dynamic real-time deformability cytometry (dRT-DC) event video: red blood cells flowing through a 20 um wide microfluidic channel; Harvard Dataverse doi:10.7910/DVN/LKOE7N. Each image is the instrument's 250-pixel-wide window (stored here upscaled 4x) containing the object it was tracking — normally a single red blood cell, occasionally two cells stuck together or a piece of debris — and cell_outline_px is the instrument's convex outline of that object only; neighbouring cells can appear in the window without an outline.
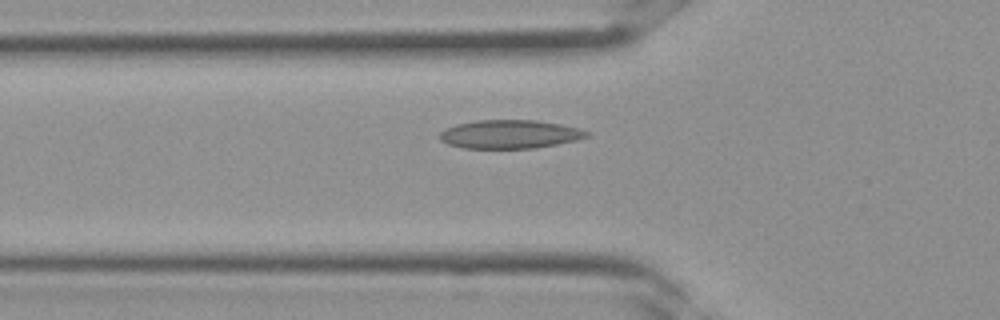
{"species": "Egyptian fruit bat (a non-hibernating species)", "species_latin": "Rousettus aegyptiacus", "temperature_condition": "room temperature", "stored_images_in_passage": 26, "camera_frame_rate_fps": 3000, "um_per_image_px": 0.085, "frame": {"image": 1, "passage_image": 3, "time_ms": 0.667, "image_size_px": [1000, 320], "cell_outline_px": [[592, 132], [588, 136], [576, 140], [536, 148], [464, 148], [448, 144], [440, 140], [440, 132], [444, 128], [456, 124], [476, 120], [536, 120], [560, 124], [580, 128]], "centroid_in_image_um": [43.34, 11.4], "position_along_channel_um": 82.5, "area_um2": 24.57}}
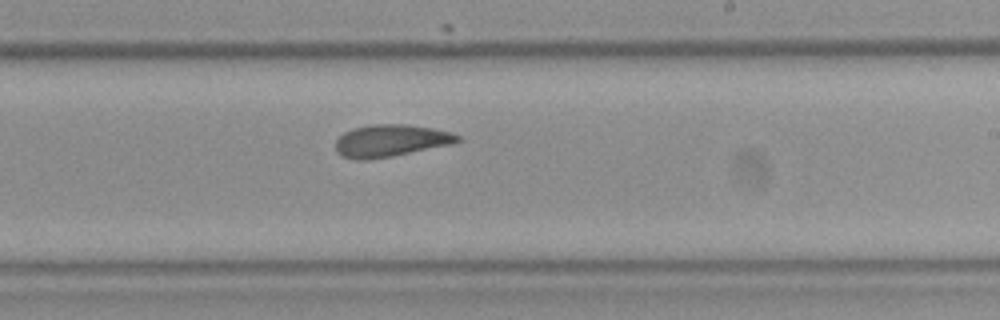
{"frame": {"image": 2, "passage_image": 12, "time_ms": 3.667, "image_size_px": [1000, 320], "cell_outline_px": [[464, 140], [452, 144], [392, 156], [368, 160], [356, 160], [340, 156], [336, 152], [336, 140], [344, 132], [352, 128], [372, 124], [408, 124], [432, 128], [452, 132], [460, 136]], "centroid_in_image_um": [33.21, 11.96], "position_along_channel_um": 255.8, "area_um2": 23.12}}
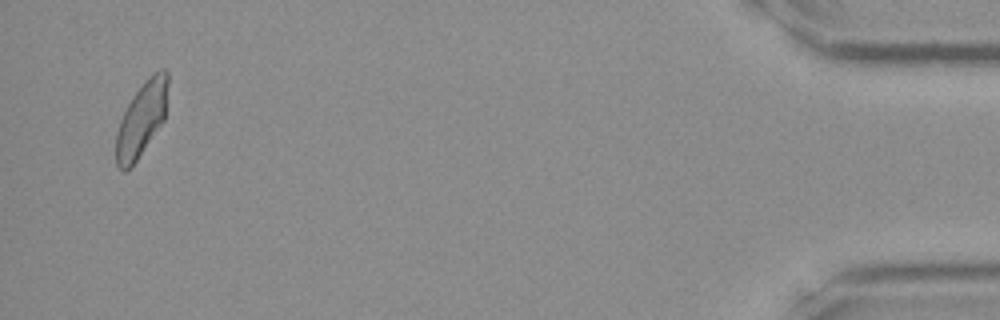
{"frame": {"image": 3, "passage_image": 25, "time_ms": 8.0, "image_size_px": [1000, 320], "cell_outline_px": [[168, 84], [164, 120], [132, 168], [124, 172], [116, 164], [116, 132], [120, 120], [132, 96], [148, 76], [152, 72], [160, 68], [164, 68], [168, 72]], "centroid_in_image_um": [12.03, 10.12], "position_along_channel_um": 423.2, "area_um2": 22.66}}